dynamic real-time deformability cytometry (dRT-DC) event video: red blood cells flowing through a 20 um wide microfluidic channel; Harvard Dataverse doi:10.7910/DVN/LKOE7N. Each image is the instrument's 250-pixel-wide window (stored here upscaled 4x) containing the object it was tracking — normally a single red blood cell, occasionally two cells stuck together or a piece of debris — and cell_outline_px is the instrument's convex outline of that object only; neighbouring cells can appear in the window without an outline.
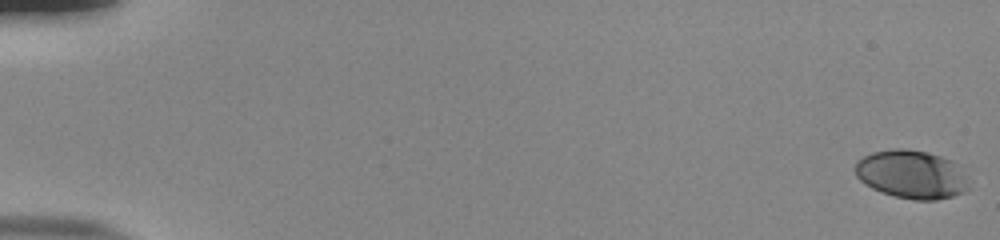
{"species": "human", "species_latin": "Homo sapiens", "temperature_condition": "room temperature", "stored_images_in_passage": 55, "camera_frame_rate_fps": 3000, "um_per_image_px": 0.085, "donor": {"sex": "male"}, "frame": {"image": 1, "passage_image": 1, "time_ms": 0.0, "image_size_px": [1000, 240], "cell_outline_px": [[968, 188], [964, 192], [952, 196], [936, 200], [912, 200], [896, 196], [872, 188], [864, 184], [856, 176], [856, 160], [872, 152], [892, 148], [908, 148], [928, 152], [952, 160], [960, 164], [968, 184]], "centroid_in_image_um": [77.49, 14.8], "position_along_channel_um": 7.5, "area_um2": 32.25}}
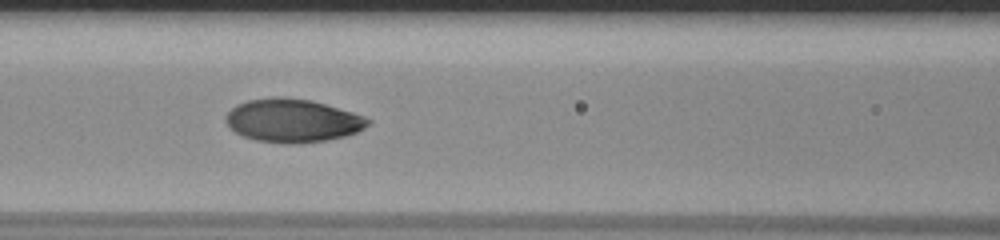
{"frame": {"image": 2, "passage_image": 26, "time_ms": 8.333, "image_size_px": [1000, 240], "cell_outline_px": [[372, 120], [364, 128], [356, 132], [344, 136], [328, 140], [292, 144], [288, 144], [256, 140], [244, 136], [236, 132], [224, 120], [224, 116], [236, 104], [248, 100], [276, 96], [312, 100], [352, 112], [364, 116]], "centroid_in_image_um": [24.86, 10.24], "position_along_channel_um": 141.7, "area_um2": 35.78}}
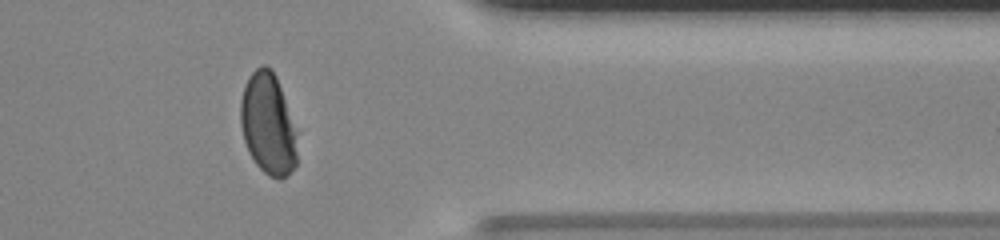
{"frame": {"image": 3, "passage_image": 46, "time_ms": 15.0, "image_size_px": [1000, 240], "cell_outline_px": [[296, 164], [280, 180], [268, 176], [256, 164], [248, 152], [244, 140], [240, 124], [240, 100], [248, 76], [256, 68], [264, 64], [272, 68], [276, 76], [284, 100], [292, 128], [296, 156]], "centroid_in_image_um": [22.7, 10.53], "position_along_channel_um": 388.7, "area_um2": 32.48}, "authors_computed_cell_mechanics": {"area_um2": 34.102, "velocity_mm_per_s": 3.8686, "shape_relaxation_time_tau1_ms": 4.0024, "shape_relaxation_time_tau2_ms": null, "deformation_change_tau1": 0.1778, "deformation_change_tau2": null}}